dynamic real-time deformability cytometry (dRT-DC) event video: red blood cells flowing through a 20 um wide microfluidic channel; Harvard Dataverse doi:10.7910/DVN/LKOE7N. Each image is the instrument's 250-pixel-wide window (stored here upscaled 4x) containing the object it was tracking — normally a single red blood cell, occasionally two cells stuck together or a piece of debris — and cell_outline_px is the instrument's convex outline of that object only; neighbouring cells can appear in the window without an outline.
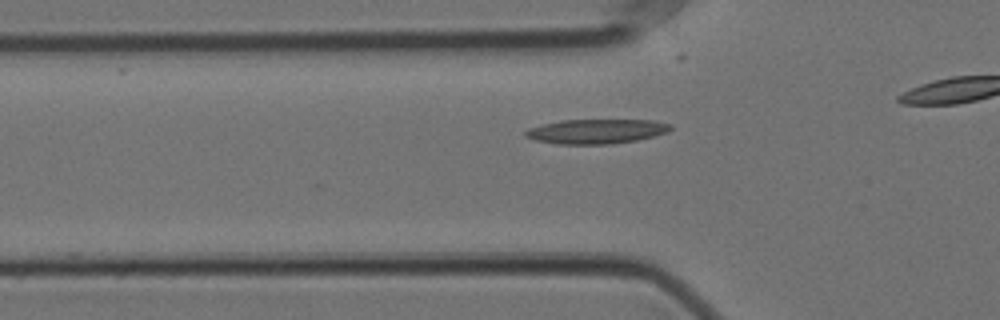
{"species": "Egyptian fruit bat (a non-hibernating species)", "species_latin": "Rousettus aegyptiacus", "temperature_condition": "cold", "stored_images_in_passage": 37, "camera_frame_rate_fps": 3000, "um_per_image_px": 0.085, "animal": {"sex": "female"}, "frame": {"image": 1, "passage_image": 10, "time_ms": 3.0, "image_size_px": [1000, 320], "cell_outline_px": [[672, 128], [668, 132], [656, 136], [636, 140], [612, 144], [556, 144], [536, 140], [524, 136], [524, 132], [528, 128], [540, 124], [560, 120], [652, 120], [672, 124]], "centroid_in_image_um": [50.68, 11.16], "position_along_channel_um": 75.1, "area_um2": 20.98}}
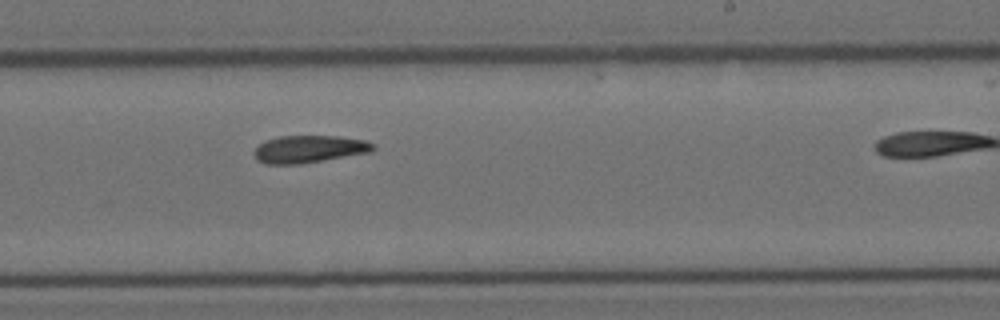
{"frame": {"image": 2, "passage_image": 26, "time_ms": 8.333, "image_size_px": [1000, 320], "cell_outline_px": [[376, 148], [372, 152], [300, 164], [264, 164], [256, 160], [252, 152], [264, 140], [280, 136], [336, 136], [364, 140], [376, 144]], "centroid_in_image_um": [26.26, 12.68], "position_along_channel_um": 262.7, "area_um2": 19.19}}
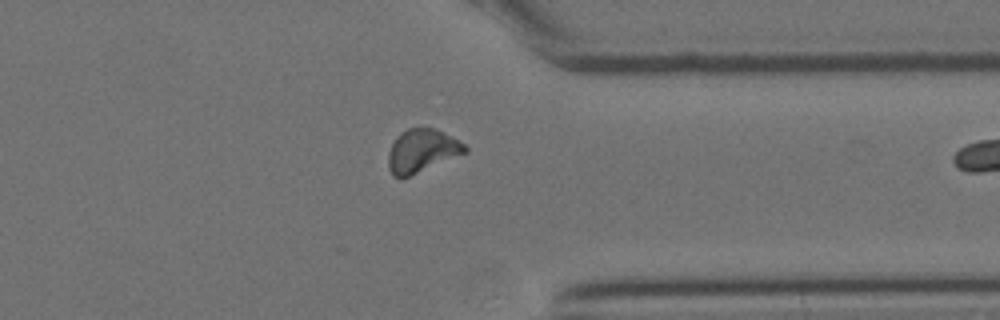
{"frame": {"image": 3, "passage_image": 36, "time_ms": 11.667, "image_size_px": [1000, 320], "cell_outline_px": [[468, 152], [408, 176], [392, 176], [388, 168], [388, 152], [396, 136], [400, 132], [408, 128], [432, 128], [444, 132], [460, 140], [468, 148]], "centroid_in_image_um": [35.86, 12.79], "position_along_channel_um": 375.5, "area_um2": 19.19}}